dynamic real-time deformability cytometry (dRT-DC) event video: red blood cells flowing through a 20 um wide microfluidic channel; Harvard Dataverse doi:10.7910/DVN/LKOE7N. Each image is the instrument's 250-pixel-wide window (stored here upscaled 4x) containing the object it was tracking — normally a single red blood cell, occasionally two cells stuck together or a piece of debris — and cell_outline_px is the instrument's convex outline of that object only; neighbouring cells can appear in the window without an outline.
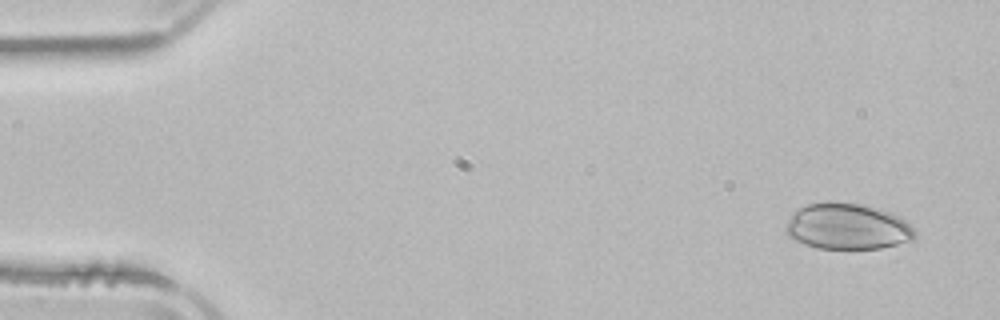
{"species": "common noctule bat (a hibernating species)", "species_latin": "Nyctalus noctula", "temperature_condition": "room temperature", "stored_images_in_passage": 4, "camera_frame_rate_fps": 3000, "um_per_image_px": 0.085, "animal": {"sex": "male", "body_mass_g": 21.5, "forearm_length_mm": 52.0}, "frame": {"image": 1, "passage_image": 1, "time_ms": 0.0, "image_size_px": [1000, 320], "cell_outline_px": [[916, 236], [912, 240], [880, 248], [816, 248], [804, 244], [788, 236], [784, 228], [784, 224], [792, 212], [796, 208], [808, 204], [828, 200], [860, 204], [888, 212], [900, 216], [916, 232]], "centroid_in_image_um": [71.96, 19.23], "position_along_channel_um": 13.0, "area_um2": 34.8}}